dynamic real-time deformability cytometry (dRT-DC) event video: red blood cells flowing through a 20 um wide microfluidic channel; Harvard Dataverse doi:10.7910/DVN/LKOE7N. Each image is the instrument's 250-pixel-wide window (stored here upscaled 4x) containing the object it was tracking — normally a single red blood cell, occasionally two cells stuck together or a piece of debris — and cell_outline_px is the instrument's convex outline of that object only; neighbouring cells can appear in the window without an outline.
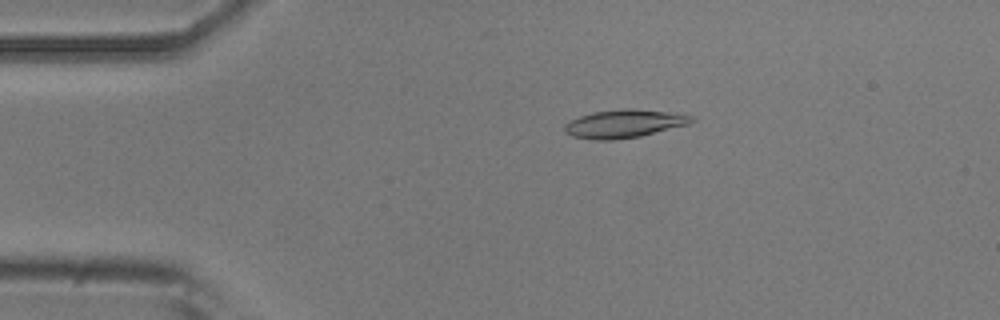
{"species": "common noctule bat (a hibernating species)", "species_latin": "Nyctalus noctula", "temperature_condition": "room temperature", "stored_images_in_passage": 5, "camera_frame_rate_fps": 3000, "um_per_image_px": 0.085, "animal": {"sex": "male", "body_mass_g": 20.5, "forearm_length_mm": 52.5}, "frame": {"image": 1, "passage_image": 2, "time_ms": 0.333, "image_size_px": [1000, 320], "cell_outline_px": [[696, 120], [688, 124], [640, 136], [612, 140], [596, 140], [572, 136], [564, 132], [564, 124], [580, 116], [592, 112], [624, 108], [632, 108], [668, 112], [696, 116]], "centroid_in_image_um": [53.05, 10.51], "position_along_channel_um": 31.9, "area_um2": 20.81}}
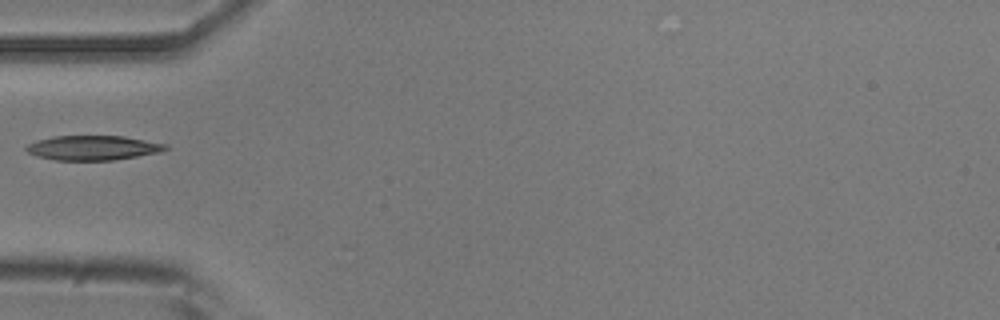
{"frame": {"image": 2, "passage_image": 4, "time_ms": 1.0, "image_size_px": [1000, 320], "cell_outline_px": [[168, 148], [160, 152], [112, 160], [56, 160], [36, 156], [28, 152], [24, 148], [28, 144], [36, 140], [52, 136], [124, 136], [168, 144]], "centroid_in_image_um": [7.88, 12.56], "position_along_channel_um": 77.1, "area_um2": 19.94}}
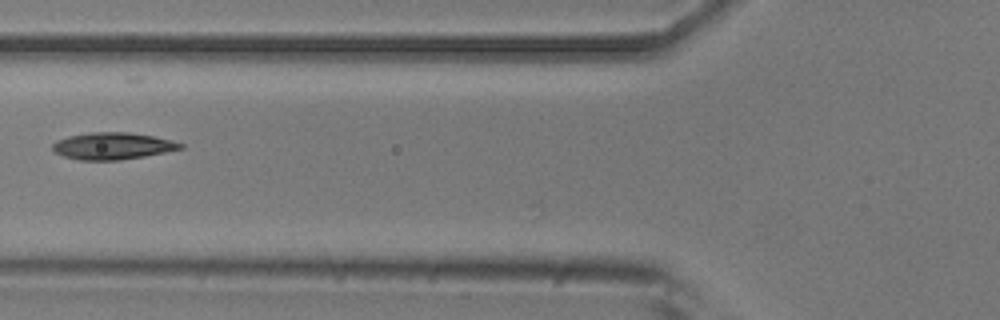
{"frame": {"image": 3, "passage_image": 5, "time_ms": 1.333, "image_size_px": [1000, 320], "cell_outline_px": [[184, 148], [144, 156], [120, 160], [80, 160], [64, 156], [56, 152], [52, 148], [52, 144], [56, 140], [68, 136], [92, 132], [128, 132], [152, 136], [172, 140], [184, 144]], "centroid_in_image_um": [9.57, 12.4], "position_along_channel_um": 116.2, "area_um2": 19.94}}